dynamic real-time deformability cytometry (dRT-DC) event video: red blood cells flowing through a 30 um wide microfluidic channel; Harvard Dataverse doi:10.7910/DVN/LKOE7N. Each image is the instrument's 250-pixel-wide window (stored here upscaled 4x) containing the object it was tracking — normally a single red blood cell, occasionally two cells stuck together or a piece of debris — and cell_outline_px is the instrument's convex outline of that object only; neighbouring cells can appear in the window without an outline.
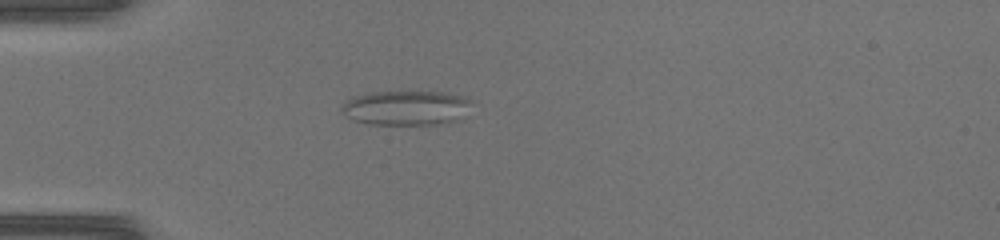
{"species": "common noctule bat (a hibernating species)", "species_latin": "Nyctalus noctula", "temperature_condition": "warm", "stored_images_in_passage": 33, "camera_frame_rate_fps": 3000, "um_per_image_px": 0.085, "animal": {"sex": "female", "body_mass_g": 17.0, "forearm_length_mm": 48.0}, "frame": {"image": 1, "passage_image": 1, "time_ms": 0.0, "image_size_px": [1000, 240], "cell_outline_px": [[472, 100], [460, 120], [440, 124], [368, 124], [352, 120], [340, 112], [340, 108], [348, 100], [356, 96], [372, 92], [400, 88], [448, 92]], "centroid_in_image_um": [34.5, 9.12], "position_along_channel_um": 50.5, "area_um2": 27.22}}
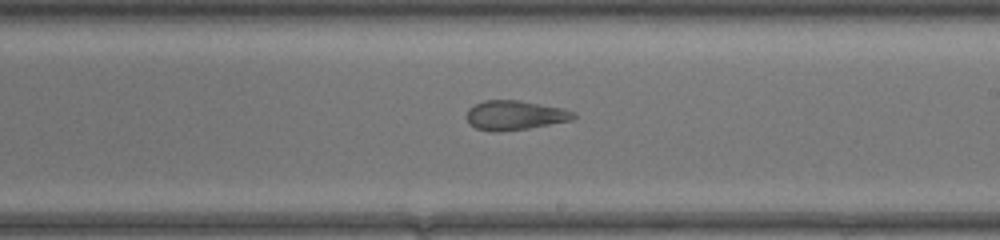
{"frame": {"image": 2, "passage_image": 15, "time_ms": 4.667, "image_size_px": [1000, 240], "cell_outline_px": [[576, 116], [572, 120], [528, 128], [500, 132], [492, 132], [476, 128], [468, 124], [468, 108], [484, 100], [516, 100], [560, 108], [576, 112]], "centroid_in_image_um": [43.74, 9.81], "position_along_channel_um": 245.3, "area_um2": 18.15}}
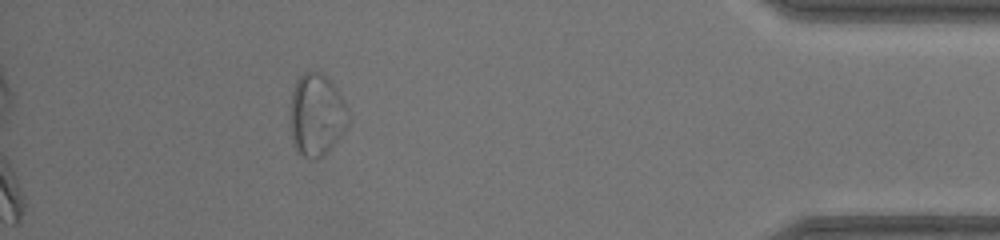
{"frame": {"image": 3, "passage_image": 29, "time_ms": 9.333, "image_size_px": [1000, 240], "cell_outline_px": [[348, 124], [328, 152], [324, 156], [316, 160], [308, 160], [296, 152], [292, 140], [288, 124], [292, 92], [296, 80], [304, 72], [320, 72], [336, 88], [348, 108]], "centroid_in_image_um": [26.86, 9.83], "position_along_channel_um": 408.3, "area_um2": 28.26}}